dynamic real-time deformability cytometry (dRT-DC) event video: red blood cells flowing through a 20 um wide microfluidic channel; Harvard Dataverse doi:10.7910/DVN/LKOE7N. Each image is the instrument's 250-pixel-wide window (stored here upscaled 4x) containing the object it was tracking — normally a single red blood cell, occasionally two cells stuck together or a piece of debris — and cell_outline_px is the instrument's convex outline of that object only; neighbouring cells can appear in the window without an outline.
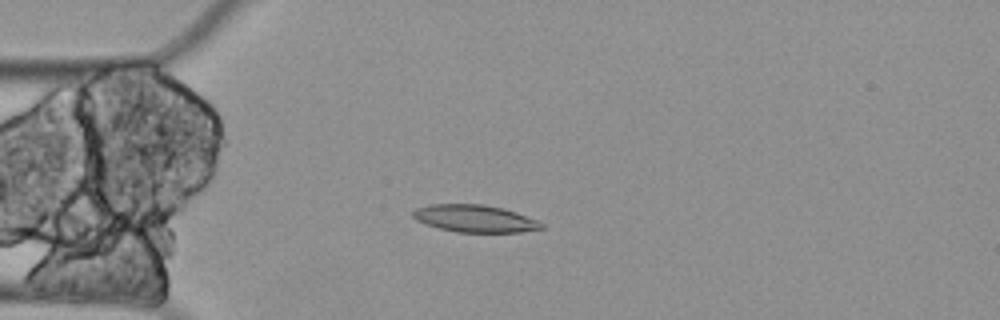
{"species": "Egyptian fruit bat (a non-hibernating species)", "species_latin": "Rousettus aegyptiacus", "temperature_condition": "cold", "stored_images_in_passage": 5, "camera_frame_rate_fps": 3000, "um_per_image_px": 0.085, "animal": {"sex": "female"}, "frame": {"image": 1, "passage_image": 3, "time_ms": 0.667, "image_size_px": [1000, 320], "cell_outline_px": [[544, 228], [520, 232], [456, 232], [440, 228], [416, 220], [412, 216], [412, 212], [416, 208], [428, 204], [484, 204], [504, 208], [540, 220], [544, 224]], "centroid_in_image_um": [40.4, 18.57], "position_along_channel_um": 44.6, "area_um2": 20.58}}
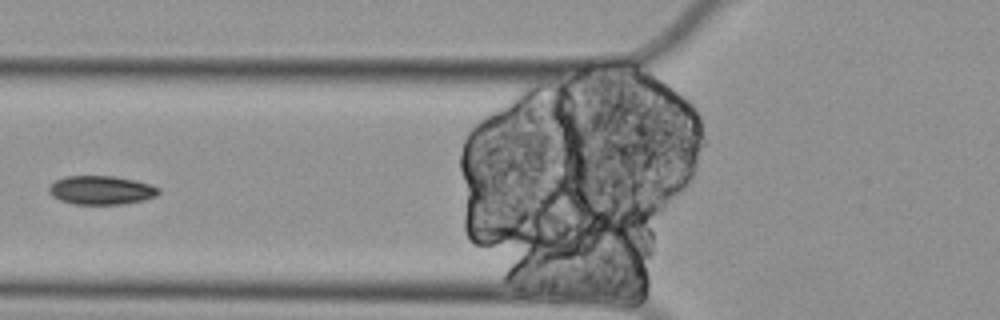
{"frame": {"image": 2, "passage_image": 5, "time_ms": 1.333, "image_size_px": [1000, 320], "cell_outline_px": [[160, 192], [156, 196], [144, 200], [124, 204], [72, 204], [60, 200], [52, 196], [48, 192], [48, 184], [64, 176], [116, 176], [136, 180], [152, 184], [160, 188]], "centroid_in_image_um": [8.6, 16.16], "position_along_channel_um": 117.2, "area_um2": 18.73}}